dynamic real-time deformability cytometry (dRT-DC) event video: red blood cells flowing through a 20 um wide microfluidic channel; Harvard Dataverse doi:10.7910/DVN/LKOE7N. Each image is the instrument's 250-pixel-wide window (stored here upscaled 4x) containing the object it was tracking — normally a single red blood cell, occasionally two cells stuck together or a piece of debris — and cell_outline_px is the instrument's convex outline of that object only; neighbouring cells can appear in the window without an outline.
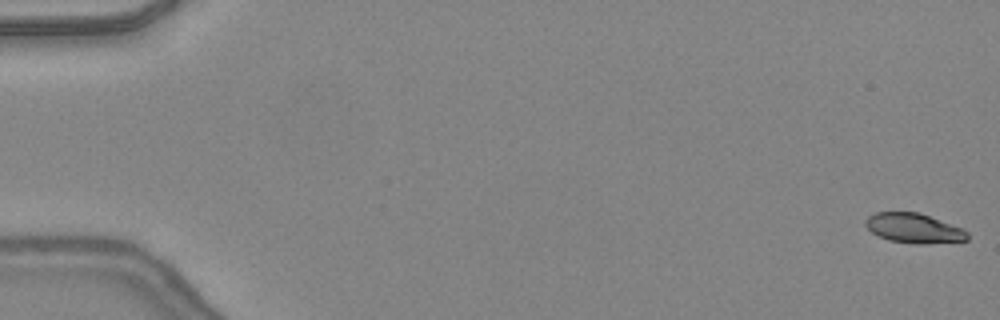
{"species": "common noctule bat (a hibernating species)", "species_latin": "Nyctalus noctula", "temperature_condition": "warm", "stored_images_in_passage": 19, "camera_frame_rate_fps": 3000, "um_per_image_px": 0.085, "animal": {"sex": "female", "body_mass_g": 24.6, "forearm_length_mm": 56.2}, "frame": {"image": 1, "passage_image": 1, "time_ms": 0.0, "image_size_px": [1000, 320], "cell_outline_px": [[968, 240], [924, 244], [916, 244], [888, 240], [872, 232], [864, 224], [864, 220], [868, 216], [876, 212], [920, 212], [964, 228], [968, 232]], "centroid_in_image_um": [77.7, 19.39], "position_along_channel_um": 7.3, "area_um2": 17.8}}
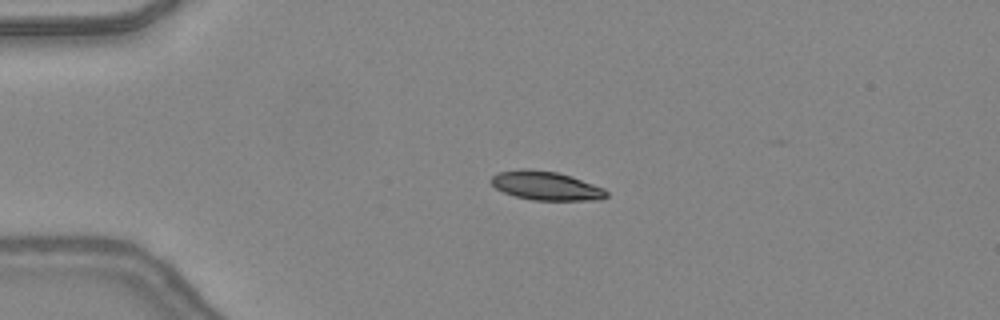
{"frame": {"image": 2, "passage_image": 12, "time_ms": 3.667, "image_size_px": [1000, 320], "cell_outline_px": [[608, 196], [600, 200], [532, 200], [516, 196], [504, 192], [496, 188], [488, 180], [496, 172], [524, 168], [528, 168], [556, 172], [572, 176], [604, 188], [608, 192]], "centroid_in_image_um": [46.4, 15.78], "position_along_channel_um": 38.6, "area_um2": 19.54}}